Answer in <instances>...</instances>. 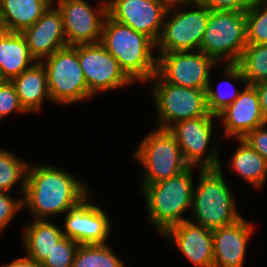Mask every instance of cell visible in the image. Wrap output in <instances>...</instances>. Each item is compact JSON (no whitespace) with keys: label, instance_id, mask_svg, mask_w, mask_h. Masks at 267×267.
Segmentation results:
<instances>
[{"label":"cell","instance_id":"6da1fadb","mask_svg":"<svg viewBox=\"0 0 267 267\" xmlns=\"http://www.w3.org/2000/svg\"><path fill=\"white\" fill-rule=\"evenodd\" d=\"M43 165L36 163L28 167L22 195L23 206L28 208L34 220L64 214L89 193L80 179L56 166Z\"/></svg>","mask_w":267,"mask_h":267},{"label":"cell","instance_id":"7a4b0ae2","mask_svg":"<svg viewBox=\"0 0 267 267\" xmlns=\"http://www.w3.org/2000/svg\"><path fill=\"white\" fill-rule=\"evenodd\" d=\"M100 43L133 82L139 80L140 83H148L156 74L158 56L152 53L156 43L145 34L107 15Z\"/></svg>","mask_w":267,"mask_h":267},{"label":"cell","instance_id":"3957f363","mask_svg":"<svg viewBox=\"0 0 267 267\" xmlns=\"http://www.w3.org/2000/svg\"><path fill=\"white\" fill-rule=\"evenodd\" d=\"M194 169L195 167H188L164 181L141 186L148 218L160 235L171 226L187 220L182 217V213L192 205Z\"/></svg>","mask_w":267,"mask_h":267},{"label":"cell","instance_id":"277c9868","mask_svg":"<svg viewBox=\"0 0 267 267\" xmlns=\"http://www.w3.org/2000/svg\"><path fill=\"white\" fill-rule=\"evenodd\" d=\"M197 186L193 188L192 214L195 222L210 230L231 225L242 216L225 182L221 164L215 169H200Z\"/></svg>","mask_w":267,"mask_h":267},{"label":"cell","instance_id":"5b68a950","mask_svg":"<svg viewBox=\"0 0 267 267\" xmlns=\"http://www.w3.org/2000/svg\"><path fill=\"white\" fill-rule=\"evenodd\" d=\"M134 154L143 169L141 186L164 181L189 167L176 138L168 129L156 127L141 141Z\"/></svg>","mask_w":267,"mask_h":267},{"label":"cell","instance_id":"8992f818","mask_svg":"<svg viewBox=\"0 0 267 267\" xmlns=\"http://www.w3.org/2000/svg\"><path fill=\"white\" fill-rule=\"evenodd\" d=\"M246 46L245 12L210 10L200 51L217 63L237 64Z\"/></svg>","mask_w":267,"mask_h":267},{"label":"cell","instance_id":"52a82bcc","mask_svg":"<svg viewBox=\"0 0 267 267\" xmlns=\"http://www.w3.org/2000/svg\"><path fill=\"white\" fill-rule=\"evenodd\" d=\"M154 104L157 108V128L169 129L182 120L206 116V90L166 83L157 73L150 79Z\"/></svg>","mask_w":267,"mask_h":267},{"label":"cell","instance_id":"ba28073f","mask_svg":"<svg viewBox=\"0 0 267 267\" xmlns=\"http://www.w3.org/2000/svg\"><path fill=\"white\" fill-rule=\"evenodd\" d=\"M47 71L51 102L71 105L92 97L78 60V45L65 46L41 61Z\"/></svg>","mask_w":267,"mask_h":267},{"label":"cell","instance_id":"9c48e42d","mask_svg":"<svg viewBox=\"0 0 267 267\" xmlns=\"http://www.w3.org/2000/svg\"><path fill=\"white\" fill-rule=\"evenodd\" d=\"M190 7L192 9L189 11H181L176 7L167 10L161 35L156 43L158 53L200 50L210 10L197 2Z\"/></svg>","mask_w":267,"mask_h":267},{"label":"cell","instance_id":"30bf717a","mask_svg":"<svg viewBox=\"0 0 267 267\" xmlns=\"http://www.w3.org/2000/svg\"><path fill=\"white\" fill-rule=\"evenodd\" d=\"M215 118L218 117L208 113L206 116L176 122L168 129L176 138L189 167H199V170L219 167L221 160L217 144L211 146V150L204 155L212 138V121Z\"/></svg>","mask_w":267,"mask_h":267},{"label":"cell","instance_id":"8fae6325","mask_svg":"<svg viewBox=\"0 0 267 267\" xmlns=\"http://www.w3.org/2000/svg\"><path fill=\"white\" fill-rule=\"evenodd\" d=\"M157 74L166 82L206 90L210 71L218 64L200 50L157 54Z\"/></svg>","mask_w":267,"mask_h":267},{"label":"cell","instance_id":"7c38bea8","mask_svg":"<svg viewBox=\"0 0 267 267\" xmlns=\"http://www.w3.org/2000/svg\"><path fill=\"white\" fill-rule=\"evenodd\" d=\"M78 60L91 96L134 83L100 42L78 45Z\"/></svg>","mask_w":267,"mask_h":267},{"label":"cell","instance_id":"4fadbf2b","mask_svg":"<svg viewBox=\"0 0 267 267\" xmlns=\"http://www.w3.org/2000/svg\"><path fill=\"white\" fill-rule=\"evenodd\" d=\"M56 3L63 17L68 46L100 42L108 15L107 0H101L100 7L94 9L86 0H57Z\"/></svg>","mask_w":267,"mask_h":267},{"label":"cell","instance_id":"5bb4252c","mask_svg":"<svg viewBox=\"0 0 267 267\" xmlns=\"http://www.w3.org/2000/svg\"><path fill=\"white\" fill-rule=\"evenodd\" d=\"M90 192L66 212L63 235L79 245L106 244L111 223L105 211L90 203Z\"/></svg>","mask_w":267,"mask_h":267},{"label":"cell","instance_id":"9a60e30c","mask_svg":"<svg viewBox=\"0 0 267 267\" xmlns=\"http://www.w3.org/2000/svg\"><path fill=\"white\" fill-rule=\"evenodd\" d=\"M107 4L112 19L158 42L168 10L160 0H107Z\"/></svg>","mask_w":267,"mask_h":267},{"label":"cell","instance_id":"2e32d148","mask_svg":"<svg viewBox=\"0 0 267 267\" xmlns=\"http://www.w3.org/2000/svg\"><path fill=\"white\" fill-rule=\"evenodd\" d=\"M160 236L176 244L181 253L196 267H213L212 230L187 219L171 226Z\"/></svg>","mask_w":267,"mask_h":267},{"label":"cell","instance_id":"e0dca14e","mask_svg":"<svg viewBox=\"0 0 267 267\" xmlns=\"http://www.w3.org/2000/svg\"><path fill=\"white\" fill-rule=\"evenodd\" d=\"M26 39L31 56L41 62L45 58L67 46L63 29L61 11L53 3L43 15L22 32Z\"/></svg>","mask_w":267,"mask_h":267},{"label":"cell","instance_id":"ac0fdd59","mask_svg":"<svg viewBox=\"0 0 267 267\" xmlns=\"http://www.w3.org/2000/svg\"><path fill=\"white\" fill-rule=\"evenodd\" d=\"M217 117L222 119L225 135L235 139H242L248 132L265 124L258 92L253 85L247 84Z\"/></svg>","mask_w":267,"mask_h":267},{"label":"cell","instance_id":"d6986e66","mask_svg":"<svg viewBox=\"0 0 267 267\" xmlns=\"http://www.w3.org/2000/svg\"><path fill=\"white\" fill-rule=\"evenodd\" d=\"M253 232L252 223L243 217L231 225L213 229V267H243L246 248Z\"/></svg>","mask_w":267,"mask_h":267},{"label":"cell","instance_id":"ffe728a7","mask_svg":"<svg viewBox=\"0 0 267 267\" xmlns=\"http://www.w3.org/2000/svg\"><path fill=\"white\" fill-rule=\"evenodd\" d=\"M11 82L27 113L39 112L45 99L51 102L47 71L41 62H36L31 68L14 77Z\"/></svg>","mask_w":267,"mask_h":267},{"label":"cell","instance_id":"44dd1931","mask_svg":"<svg viewBox=\"0 0 267 267\" xmlns=\"http://www.w3.org/2000/svg\"><path fill=\"white\" fill-rule=\"evenodd\" d=\"M36 62L22 33L0 31V70L7 81L31 68Z\"/></svg>","mask_w":267,"mask_h":267},{"label":"cell","instance_id":"7402d4cb","mask_svg":"<svg viewBox=\"0 0 267 267\" xmlns=\"http://www.w3.org/2000/svg\"><path fill=\"white\" fill-rule=\"evenodd\" d=\"M52 3L54 0H0L2 30L22 33L31 27Z\"/></svg>","mask_w":267,"mask_h":267},{"label":"cell","instance_id":"603a6c76","mask_svg":"<svg viewBox=\"0 0 267 267\" xmlns=\"http://www.w3.org/2000/svg\"><path fill=\"white\" fill-rule=\"evenodd\" d=\"M63 236V230L48 219L33 220L22 236L26 256L41 264Z\"/></svg>","mask_w":267,"mask_h":267},{"label":"cell","instance_id":"cb8c5ba5","mask_svg":"<svg viewBox=\"0 0 267 267\" xmlns=\"http://www.w3.org/2000/svg\"><path fill=\"white\" fill-rule=\"evenodd\" d=\"M239 146L230 158L232 171L255 188H262L267 179V162L243 139H237Z\"/></svg>","mask_w":267,"mask_h":267},{"label":"cell","instance_id":"d4e9b609","mask_svg":"<svg viewBox=\"0 0 267 267\" xmlns=\"http://www.w3.org/2000/svg\"><path fill=\"white\" fill-rule=\"evenodd\" d=\"M237 65L247 85L267 80V43L247 44Z\"/></svg>","mask_w":267,"mask_h":267},{"label":"cell","instance_id":"484cf974","mask_svg":"<svg viewBox=\"0 0 267 267\" xmlns=\"http://www.w3.org/2000/svg\"><path fill=\"white\" fill-rule=\"evenodd\" d=\"M223 66L225 67L223 78L227 79L224 80L225 84L233 81L246 83L242 70L237 64H223ZM210 83L211 82H209L206 89L207 108L209 113L217 116L239 96L242 90H237L234 87L232 88L234 90L233 92L225 93L223 90L219 89V87L218 90H214Z\"/></svg>","mask_w":267,"mask_h":267},{"label":"cell","instance_id":"4316f807","mask_svg":"<svg viewBox=\"0 0 267 267\" xmlns=\"http://www.w3.org/2000/svg\"><path fill=\"white\" fill-rule=\"evenodd\" d=\"M72 267H126L107 244L79 245Z\"/></svg>","mask_w":267,"mask_h":267},{"label":"cell","instance_id":"83f0119b","mask_svg":"<svg viewBox=\"0 0 267 267\" xmlns=\"http://www.w3.org/2000/svg\"><path fill=\"white\" fill-rule=\"evenodd\" d=\"M28 163L8 150L0 149V191L11 192L13 185L20 182L18 192L24 194Z\"/></svg>","mask_w":267,"mask_h":267},{"label":"cell","instance_id":"f1b7e54d","mask_svg":"<svg viewBox=\"0 0 267 267\" xmlns=\"http://www.w3.org/2000/svg\"><path fill=\"white\" fill-rule=\"evenodd\" d=\"M245 14L247 44L267 43V3L264 0H254Z\"/></svg>","mask_w":267,"mask_h":267},{"label":"cell","instance_id":"f546056e","mask_svg":"<svg viewBox=\"0 0 267 267\" xmlns=\"http://www.w3.org/2000/svg\"><path fill=\"white\" fill-rule=\"evenodd\" d=\"M78 247L77 242L63 236L41 263L42 267H72Z\"/></svg>","mask_w":267,"mask_h":267},{"label":"cell","instance_id":"4dcf8cb0","mask_svg":"<svg viewBox=\"0 0 267 267\" xmlns=\"http://www.w3.org/2000/svg\"><path fill=\"white\" fill-rule=\"evenodd\" d=\"M16 111L20 114L27 113L20 103L13 83L5 81L0 86V119Z\"/></svg>","mask_w":267,"mask_h":267},{"label":"cell","instance_id":"1f68e13d","mask_svg":"<svg viewBox=\"0 0 267 267\" xmlns=\"http://www.w3.org/2000/svg\"><path fill=\"white\" fill-rule=\"evenodd\" d=\"M10 192L0 191V235L8 226L13 217H15L18 210L23 206V197L20 199H13Z\"/></svg>","mask_w":267,"mask_h":267},{"label":"cell","instance_id":"d6a6232c","mask_svg":"<svg viewBox=\"0 0 267 267\" xmlns=\"http://www.w3.org/2000/svg\"><path fill=\"white\" fill-rule=\"evenodd\" d=\"M196 2L213 11L246 12L254 0H196Z\"/></svg>","mask_w":267,"mask_h":267},{"label":"cell","instance_id":"836d02e7","mask_svg":"<svg viewBox=\"0 0 267 267\" xmlns=\"http://www.w3.org/2000/svg\"><path fill=\"white\" fill-rule=\"evenodd\" d=\"M266 124L256 127L248 132L242 139L258 152L267 162V130Z\"/></svg>","mask_w":267,"mask_h":267},{"label":"cell","instance_id":"e575fe53","mask_svg":"<svg viewBox=\"0 0 267 267\" xmlns=\"http://www.w3.org/2000/svg\"><path fill=\"white\" fill-rule=\"evenodd\" d=\"M253 86L258 92L264 123L267 125V80L258 82Z\"/></svg>","mask_w":267,"mask_h":267},{"label":"cell","instance_id":"d590c367","mask_svg":"<svg viewBox=\"0 0 267 267\" xmlns=\"http://www.w3.org/2000/svg\"><path fill=\"white\" fill-rule=\"evenodd\" d=\"M0 267H42V265L25 255L23 258H17L11 263L3 264Z\"/></svg>","mask_w":267,"mask_h":267},{"label":"cell","instance_id":"8d00e7d4","mask_svg":"<svg viewBox=\"0 0 267 267\" xmlns=\"http://www.w3.org/2000/svg\"><path fill=\"white\" fill-rule=\"evenodd\" d=\"M168 9L179 5L182 7L184 5H191L196 2V0H160Z\"/></svg>","mask_w":267,"mask_h":267},{"label":"cell","instance_id":"74e56055","mask_svg":"<svg viewBox=\"0 0 267 267\" xmlns=\"http://www.w3.org/2000/svg\"><path fill=\"white\" fill-rule=\"evenodd\" d=\"M5 81H7V80L2 76V73H1V70H0V86H1Z\"/></svg>","mask_w":267,"mask_h":267}]
</instances>
